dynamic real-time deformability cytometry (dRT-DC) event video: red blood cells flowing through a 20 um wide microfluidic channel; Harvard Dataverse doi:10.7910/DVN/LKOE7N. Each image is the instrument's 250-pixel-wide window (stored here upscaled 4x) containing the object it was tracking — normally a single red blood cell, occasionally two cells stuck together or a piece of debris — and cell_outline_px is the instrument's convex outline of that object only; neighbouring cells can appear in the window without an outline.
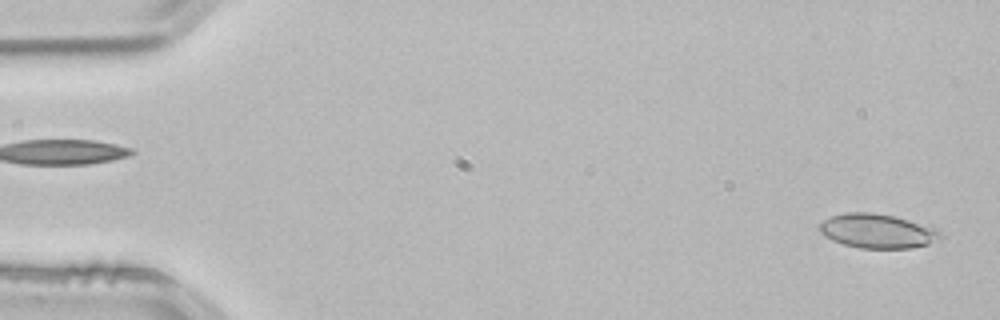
{"species": "common noctule bat (a hibernating species)", "species_latin": "Nyctalus noctula", "temperature_condition": "room temperature", "stored_images_in_passage": 13, "camera_frame_rate_fps": 3000, "um_per_image_px": 0.085, "animal": {"sex": "male", "body_mass_g": 21.5, "forearm_length_mm": 52.0}, "frame": {"image": 1, "passage_image": 1, "time_ms": 0.0, "image_size_px": [1000, 320], "cell_outline_px": [[940, 236], [928, 244], [912, 248], [860, 248], [844, 244], [832, 240], [824, 236], [820, 232], [820, 224], [824, 220], [832, 216], [844, 212], [872, 212], [892, 216], [932, 228], [940, 232]], "centroid_in_image_um": [74.49, 19.64], "position_along_channel_um": 10.5, "area_um2": 23.52}}
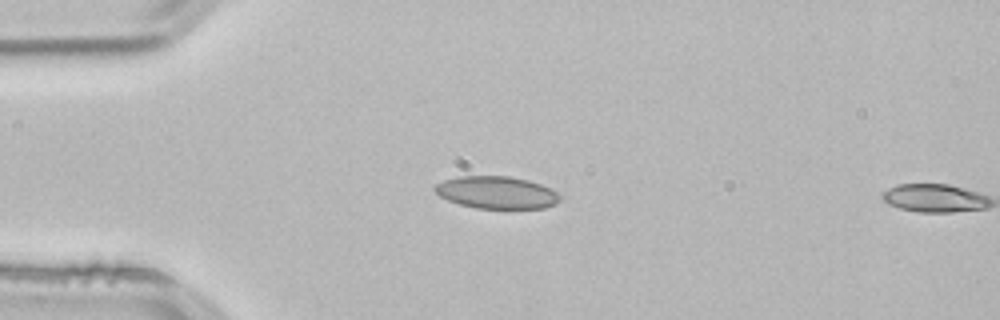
{"frame": {"image": 2, "passage_image": 12, "time_ms": 3.667, "image_size_px": [1000, 320], "cell_outline_px": [[560, 200], [556, 204], [544, 208], [476, 208], [460, 204], [448, 200], [440, 196], [432, 188], [436, 184], [444, 180], [456, 176], [508, 176], [528, 180], [552, 188], [560, 196]], "centroid_in_image_um": [42.21, 16.35], "position_along_channel_um": 42.8, "area_um2": 23.58}}